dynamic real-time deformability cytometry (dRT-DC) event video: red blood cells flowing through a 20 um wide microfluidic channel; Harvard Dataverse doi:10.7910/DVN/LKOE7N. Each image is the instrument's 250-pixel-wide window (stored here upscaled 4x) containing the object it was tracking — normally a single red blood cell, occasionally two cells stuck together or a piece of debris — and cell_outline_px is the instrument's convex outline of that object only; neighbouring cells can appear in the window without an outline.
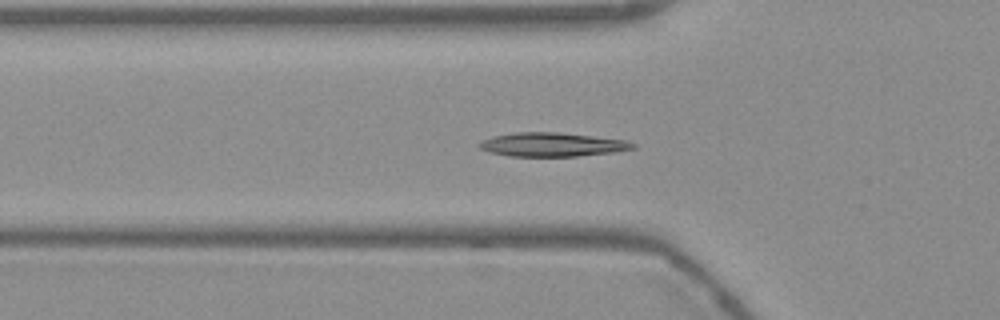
{"species": "Egyptian fruit bat (a non-hibernating species)", "species_latin": "Rousettus aegyptiacus", "temperature_condition": "warm", "stored_images_in_passage": 55, "camera_frame_rate_fps": 3000, "um_per_image_px": 0.085, "frame": {"image": 1, "passage_image": 18, "time_ms": 5.667, "image_size_px": [1000, 320], "cell_outline_px": [[636, 148], [616, 152], [576, 156], [508, 156], [488, 152], [480, 148], [476, 144], [480, 140], [492, 136], [512, 132], [556, 132], [592, 136], [624, 140], [636, 144]], "centroid_in_image_um": [46.87, 12.29], "position_along_channel_um": 78.9, "area_um2": 21.5}}
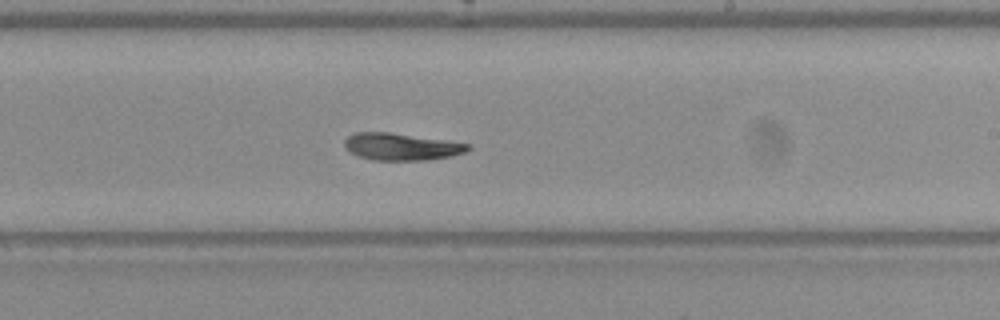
{"frame": {"image": 2, "passage_image": 32, "time_ms": 10.333, "image_size_px": [1000, 320], "cell_outline_px": [[472, 148], [464, 152], [448, 156], [428, 160], [372, 160], [356, 156], [344, 148], [344, 140], [352, 132], [388, 132], [448, 140], [468, 144]], "centroid_in_image_um": [34.05, 12.46], "position_along_channel_um": 255.0, "area_um2": 19.59}}
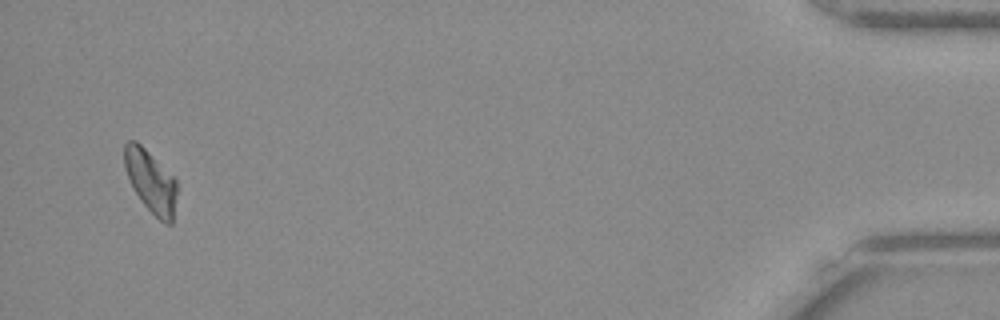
{"frame": {"image": 3, "passage_image": 52, "time_ms": 17.0, "image_size_px": [1000, 320], "cell_outline_px": [[176, 192], [172, 224], [164, 224], [140, 200], [132, 188], [124, 168], [124, 144], [128, 140], [136, 140], [176, 180]], "centroid_in_image_um": [12.77, 15.41], "position_along_channel_um": 422.4, "area_um2": 18.79}, "authors_computed_cell_mechanics": {"area_um2": 20.1144, "velocity_mm_per_s": 3.7513, "shape_relaxation_time_tau1_ms": 8.6359, "shape_relaxation_time_tau2_ms": 2.2679, "deformation_change_tau1": 0.2039, "deformation_change_tau2": 0.0601}}